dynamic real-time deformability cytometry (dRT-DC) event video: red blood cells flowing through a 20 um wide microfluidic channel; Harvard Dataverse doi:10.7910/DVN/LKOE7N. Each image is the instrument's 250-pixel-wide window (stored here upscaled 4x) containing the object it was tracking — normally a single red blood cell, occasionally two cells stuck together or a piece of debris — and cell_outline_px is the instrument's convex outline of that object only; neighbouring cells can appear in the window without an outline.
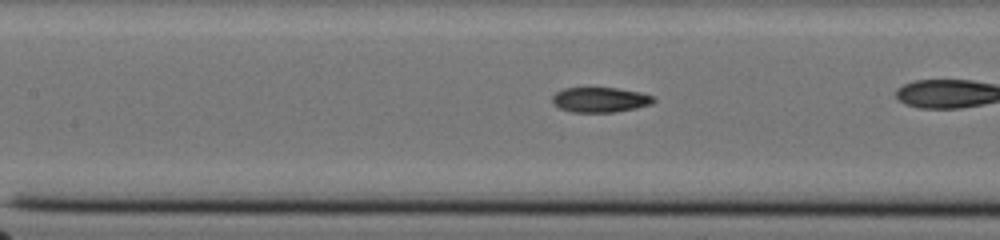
{"species": "common noctule bat (a hibernating species)", "species_latin": "Nyctalus noctula", "temperature_condition": "cold", "stored_images_in_passage": 30, "camera_frame_rate_fps": 3000, "um_per_image_px": 0.085, "animal": {"sex": "male", "body_mass_g": 20.0, "forearm_length_mm": 53.3}, "frame": {"image": 1, "passage_image": 13, "time_ms": 4.0, "image_size_px": [1000, 240], "cell_outline_px": [[656, 100], [652, 104], [636, 108], [612, 112], [572, 112], [560, 108], [552, 104], [552, 96], [556, 92], [564, 88], [616, 88], [640, 92], [652, 96]], "centroid_in_image_um": [50.99, 8.48], "position_along_channel_um": 156.4, "area_um2": 14.74}}